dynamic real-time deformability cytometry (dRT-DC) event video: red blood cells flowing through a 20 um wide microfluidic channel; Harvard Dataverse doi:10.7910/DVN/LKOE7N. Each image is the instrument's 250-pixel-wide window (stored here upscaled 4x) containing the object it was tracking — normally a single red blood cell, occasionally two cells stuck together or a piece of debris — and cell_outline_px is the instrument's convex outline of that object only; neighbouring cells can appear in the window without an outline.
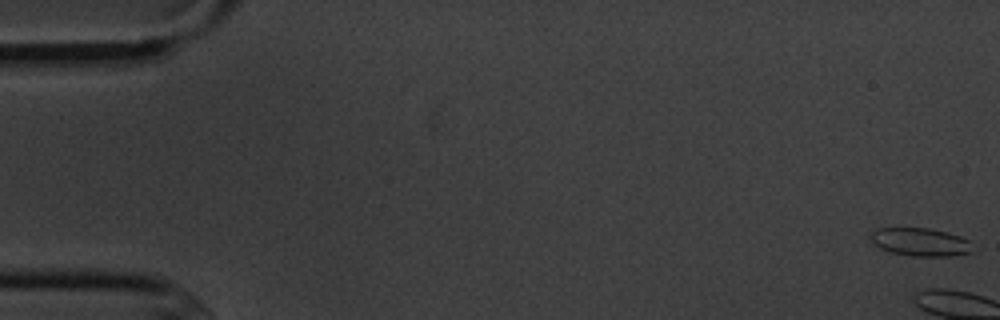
{"species": "common noctule bat (a hibernating species)", "species_latin": "Nyctalus noctula", "temperature_condition": "cold", "stored_images_in_passage": 7, "camera_frame_rate_fps": 3000, "um_per_image_px": 0.085, "animal": {"sex": "male", "body_mass_g": 20.1, "forearm_length_mm": 53.5}, "frame": {"image": 1, "passage_image": 1, "time_ms": 0.0, "image_size_px": [1000, 320], "cell_outline_px": [[972, 252], [948, 256], [912, 256], [888, 252], [880, 248], [872, 240], [872, 232], [876, 228], [928, 228], [948, 232], [960, 236], [968, 240]], "centroid_in_image_um": [78.22, 20.57], "position_along_channel_um": 6.8, "area_um2": 16.53}}
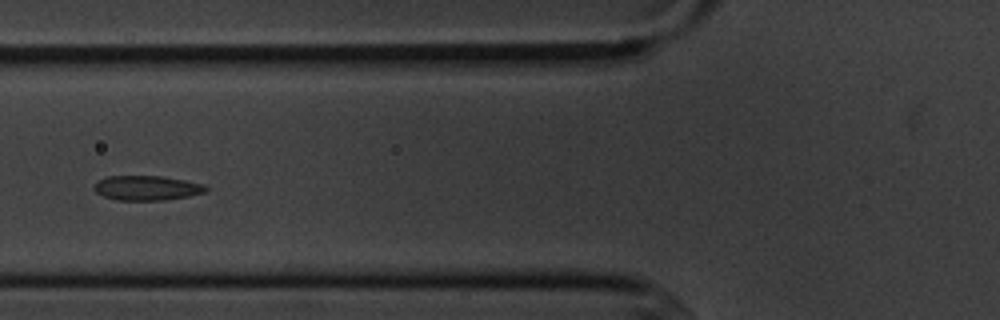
{"frame": {"image": 2, "passage_image": 7, "time_ms": 7.667, "image_size_px": [1000, 320], "cell_outline_px": [[208, 192], [188, 196], [164, 200], [116, 200], [104, 196], [96, 192], [92, 188], [96, 180], [108, 176], [160, 176], [184, 180], [204, 184], [208, 188]], "centroid_in_image_um": [12.46, 15.97], "position_along_channel_um": 113.3, "area_um2": 16.18}}